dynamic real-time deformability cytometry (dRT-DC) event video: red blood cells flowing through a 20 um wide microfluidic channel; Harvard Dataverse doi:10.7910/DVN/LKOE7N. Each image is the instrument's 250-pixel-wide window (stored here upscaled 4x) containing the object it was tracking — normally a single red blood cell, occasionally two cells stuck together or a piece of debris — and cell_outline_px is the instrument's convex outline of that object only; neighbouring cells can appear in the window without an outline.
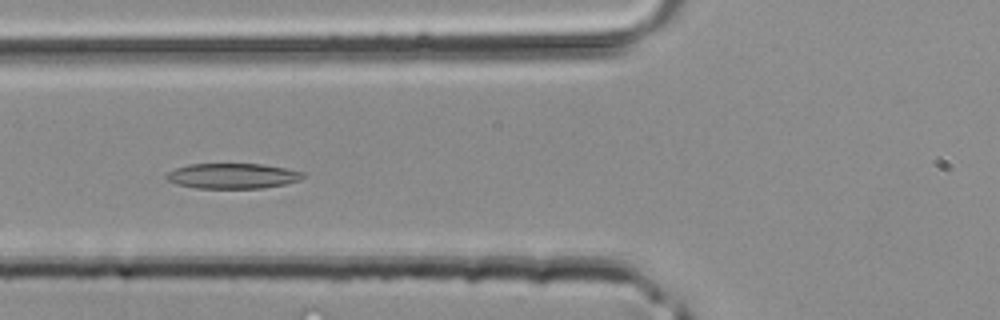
{"species": "common noctule bat (a hibernating species)", "species_latin": "Nyctalus noctula", "temperature_condition": "room temperature", "stored_images_in_passage": 40, "camera_frame_rate_fps": 3000, "um_per_image_px": 0.085, "animal": {"sex": "male", "body_mass_g": 20.4}, "frame": {"image": 1, "passage_image": 15, "time_ms": 4.667, "image_size_px": [1000, 320], "cell_outline_px": [[304, 176], [300, 180], [284, 184], [264, 188], [196, 188], [176, 184], [164, 180], [164, 176], [168, 172], [176, 168], [188, 164], [264, 164], [304, 172]], "centroid_in_image_um": [19.72, 14.95], "position_along_channel_um": 106.1, "area_um2": 20.23}}
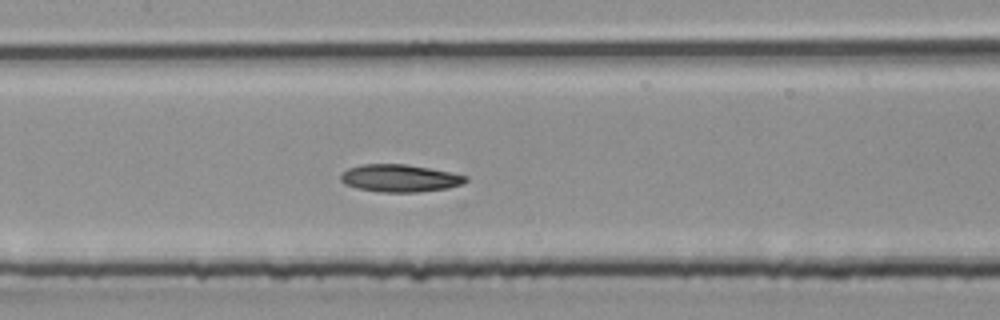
{"frame": {"image": 2, "passage_image": 19, "time_ms": 6.0, "image_size_px": [1000, 320], "cell_outline_px": [[468, 180], [464, 184], [448, 188], [416, 192], [380, 192], [356, 188], [344, 184], [340, 180], [340, 176], [348, 168], [360, 164], [408, 164], [452, 172], [468, 176]], "centroid_in_image_um": [34.0, 15.14], "position_along_channel_um": 173.4, "area_um2": 20.23}}
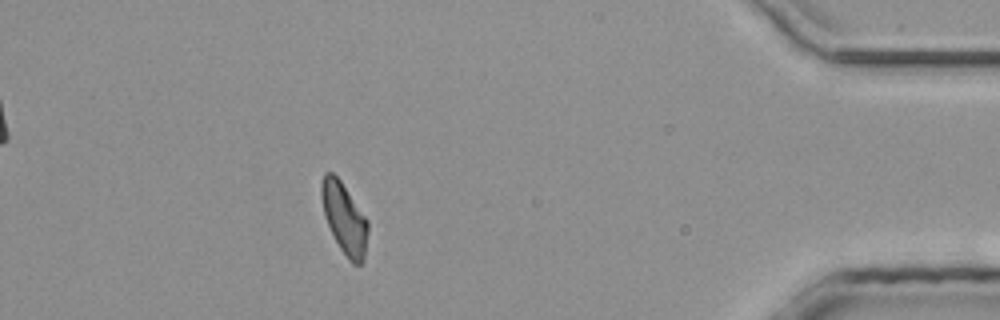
{"frame": {"image": 3, "passage_image": 36, "time_ms": 11.667, "image_size_px": [1000, 320], "cell_outline_px": [[368, 232], [364, 260], [360, 264], [352, 264], [348, 260], [340, 248], [324, 216], [320, 196], [320, 184], [324, 172], [332, 172], [340, 180], [368, 220]], "centroid_in_image_um": [29.26, 18.55], "position_along_channel_um": 405.9, "area_um2": 19.25}}